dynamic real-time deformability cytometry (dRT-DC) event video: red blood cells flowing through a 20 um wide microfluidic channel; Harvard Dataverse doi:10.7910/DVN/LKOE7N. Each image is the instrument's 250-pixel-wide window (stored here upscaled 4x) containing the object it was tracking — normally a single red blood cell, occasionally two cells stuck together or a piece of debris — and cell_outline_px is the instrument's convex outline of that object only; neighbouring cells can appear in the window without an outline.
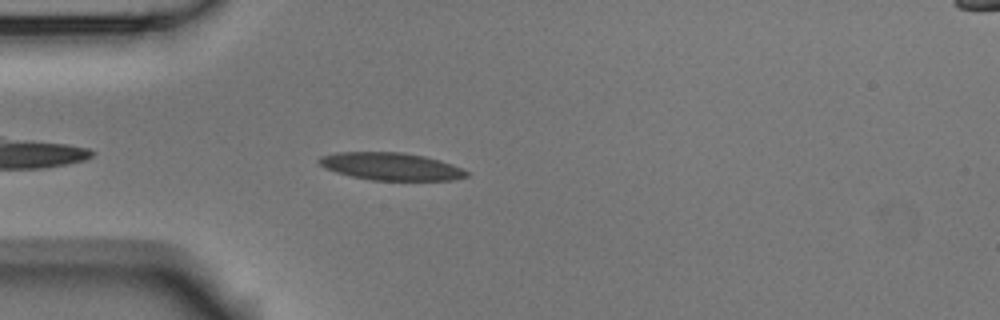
{"species": "Egyptian fruit bat (a non-hibernating species)", "species_latin": "Rousettus aegyptiacus", "temperature_condition": "room temperature", "stored_images_in_passage": 3, "camera_frame_rate_fps": 3000, "um_per_image_px": 0.085, "animal": {"sex": "male"}, "frame": {"image": 1, "passage_image": 3, "time_ms": 0.667, "image_size_px": [1000, 320], "cell_outline_px": [[468, 176], [452, 180], [372, 180], [352, 176], [336, 172], [324, 168], [316, 160], [320, 156], [336, 152], [404, 152], [424, 156], [440, 160], [452, 164], [468, 172]], "centroid_in_image_um": [33.2, 14.14], "position_along_channel_um": 51.8, "area_um2": 23.64}}